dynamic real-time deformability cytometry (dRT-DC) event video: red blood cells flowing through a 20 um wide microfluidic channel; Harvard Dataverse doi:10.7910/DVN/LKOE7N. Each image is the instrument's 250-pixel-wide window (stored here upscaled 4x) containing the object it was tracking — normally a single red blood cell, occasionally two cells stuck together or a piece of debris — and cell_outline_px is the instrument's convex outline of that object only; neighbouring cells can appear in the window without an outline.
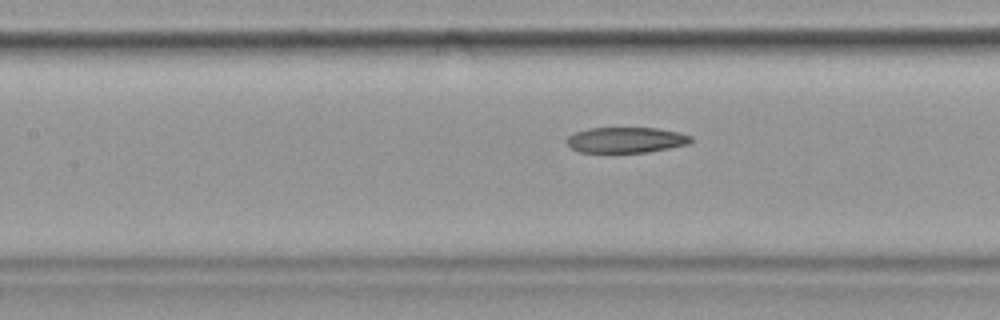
{"species": "common noctule bat (a hibernating species)", "species_latin": "Nyctalus noctula", "temperature_condition": "cold", "stored_images_in_passage": 31, "camera_frame_rate_fps": 3000, "um_per_image_px": 0.085, "animal": {"sex": "female", "body_mass_g": 19.9}, "frame": {"image": 1, "passage_image": 22, "time_ms": 7.0, "image_size_px": [1000, 320], "cell_outline_px": [[692, 140], [688, 144], [648, 152], [580, 152], [572, 148], [564, 140], [568, 136], [576, 132], [588, 128], [656, 128], [680, 132], [692, 136]], "centroid_in_image_um": [53.21, 11.89], "position_along_channel_um": 154.2, "area_um2": 18.5}}